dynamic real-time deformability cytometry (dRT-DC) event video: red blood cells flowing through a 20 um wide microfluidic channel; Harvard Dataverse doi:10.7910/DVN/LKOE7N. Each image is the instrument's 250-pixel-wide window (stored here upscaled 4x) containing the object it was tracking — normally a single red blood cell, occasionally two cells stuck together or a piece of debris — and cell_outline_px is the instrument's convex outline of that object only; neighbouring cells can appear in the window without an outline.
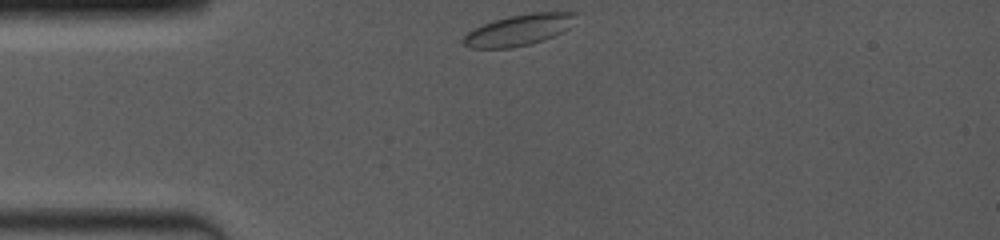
{"species": "common noctule bat (a hibernating species)", "species_latin": "Nyctalus noctula", "temperature_condition": "room temperature", "stored_images_in_passage": 46, "camera_frame_rate_fps": 4000, "um_per_image_px": 0.085, "animal": {"sex": "female", "body_mass_g": 19.0, "forearm_length_mm": 53.3}, "frame": {"image": 1, "passage_image": 1, "time_ms": 0.0, "image_size_px": [1000, 240], "cell_outline_px": [[576, 12], [568, 28], [544, 40], [512, 48], [468, 48], [460, 40], [472, 28], [508, 16], [528, 12]], "centroid_in_image_um": [44.02, 2.55], "position_along_channel_um": 41.0, "area_um2": 20.17}}
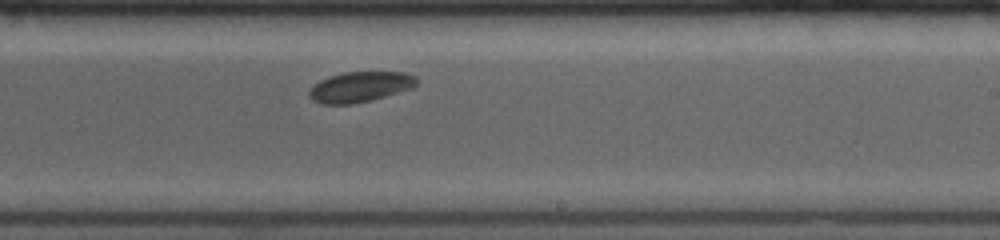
{"frame": {"image": 2, "passage_image": 27, "time_ms": 6.25, "image_size_px": [1000, 240], "cell_outline_px": [[420, 80], [412, 88], [372, 100], [352, 104], [320, 104], [312, 100], [308, 96], [308, 92], [320, 80], [344, 72], [404, 72], [416, 76]], "centroid_in_image_um": [30.63, 7.39], "position_along_channel_um": 258.4, "area_um2": 19.02}}
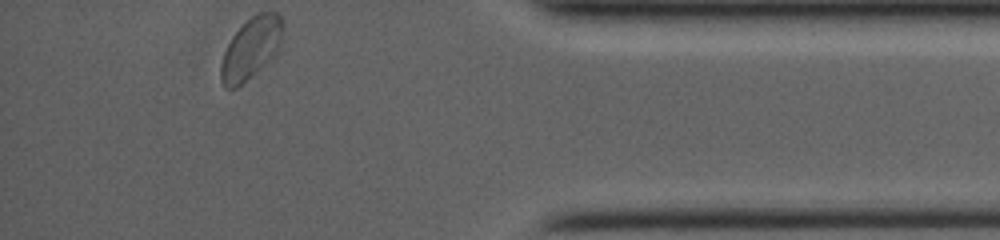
{"frame": {"image": 3, "passage_image": 46, "time_ms": 10.75, "image_size_px": [1000, 240], "cell_outline_px": [[284, 32], [280, 44], [276, 52], [272, 56], [236, 88], [224, 88], [220, 80], [220, 64], [224, 52], [232, 36], [252, 16], [260, 12], [276, 12], [280, 16], [284, 24]], "centroid_in_image_um": [21.33, 4.08], "position_along_channel_um": 413.9, "area_um2": 21.68}, "authors_computed_cell_mechanics": {"area_um2": 19.7098, "velocity_mm_per_s": 3.9146, "shape_relaxation_time_tau1_ms": 1.4381, "shape_relaxation_time_tau2_ms": null, "deformation_change_tau1": 0.0429, "deformation_change_tau2": null}}